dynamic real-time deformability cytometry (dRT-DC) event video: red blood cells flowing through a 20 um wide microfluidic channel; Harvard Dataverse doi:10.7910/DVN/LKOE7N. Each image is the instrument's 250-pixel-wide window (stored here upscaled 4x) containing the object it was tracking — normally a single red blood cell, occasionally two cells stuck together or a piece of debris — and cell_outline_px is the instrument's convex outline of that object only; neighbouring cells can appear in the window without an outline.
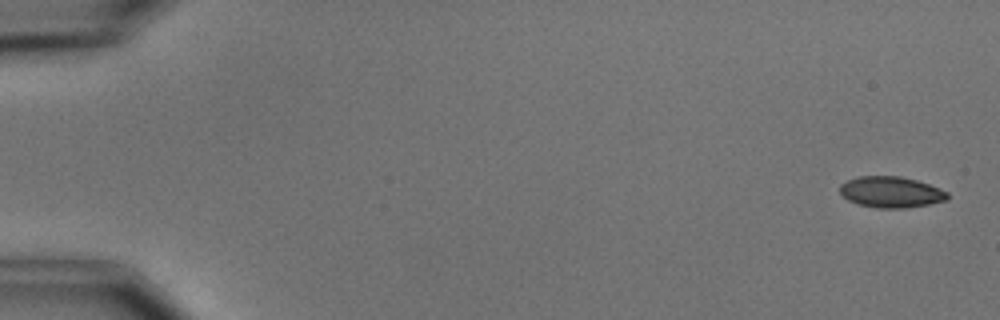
{"species": "common noctule bat (a hibernating species)", "species_latin": "Nyctalus noctula", "temperature_condition": "cold", "stored_images_in_passage": 6, "camera_frame_rate_fps": 3000, "um_per_image_px": 0.085, "animal": {"sex": "male", "body_mass_g": 15.6}, "frame": {"image": 1, "passage_image": 1, "time_ms": 0.0, "image_size_px": [1000, 320], "cell_outline_px": [[948, 200], [928, 204], [904, 208], [876, 208], [856, 204], [848, 200], [840, 192], [840, 184], [856, 176], [900, 176], [916, 180], [940, 188], [948, 192]], "centroid_in_image_um": [75.72, 16.33], "position_along_channel_um": 9.3, "area_um2": 19.54}}
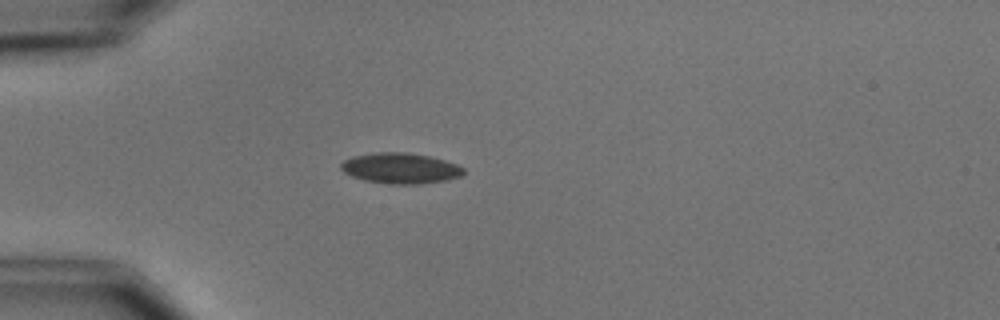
{"frame": {"image": 2, "passage_image": 5, "time_ms": 4.667, "image_size_px": [1000, 320], "cell_outline_px": [[464, 172], [460, 176], [448, 180], [420, 184], [392, 184], [364, 180], [352, 176], [344, 172], [340, 168], [340, 164], [344, 160], [352, 156], [372, 152], [408, 152], [428, 156], [444, 160], [456, 164], [464, 168]], "centroid_in_image_um": [34.02, 14.29], "position_along_channel_um": 51.0, "area_um2": 21.96}}